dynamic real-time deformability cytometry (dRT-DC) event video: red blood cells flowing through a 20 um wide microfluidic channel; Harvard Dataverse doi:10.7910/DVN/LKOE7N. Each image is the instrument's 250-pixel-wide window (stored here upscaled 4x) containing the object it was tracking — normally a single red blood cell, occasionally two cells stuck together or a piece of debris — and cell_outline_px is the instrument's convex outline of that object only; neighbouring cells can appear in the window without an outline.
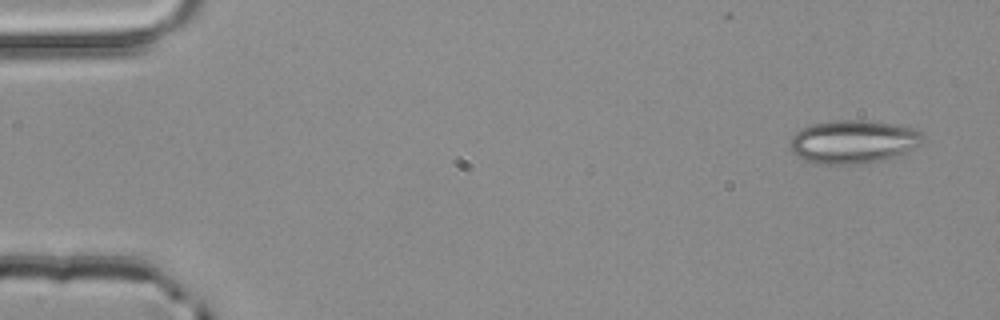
{"species": "common noctule bat (a hibernating species)", "species_latin": "Nyctalus noctula", "temperature_condition": "room temperature", "stored_images_in_passage": 4, "camera_frame_rate_fps": 3000, "um_per_image_px": 0.085, "animal": {"sex": "male", "body_mass_g": 20.4}, "frame": {"image": 1, "passage_image": 1, "time_ms": 0.0, "image_size_px": [1000, 320], "cell_outline_px": [[924, 140], [920, 144], [904, 152], [880, 160], [856, 164], [820, 164], [808, 160], [792, 152], [788, 148], [792, 136], [800, 128], [812, 124], [832, 120], [864, 120], [896, 124], [916, 128], [920, 132]], "centroid_in_image_um": [72.5, 12.02], "position_along_channel_um": 12.5, "area_um2": 33.29}}